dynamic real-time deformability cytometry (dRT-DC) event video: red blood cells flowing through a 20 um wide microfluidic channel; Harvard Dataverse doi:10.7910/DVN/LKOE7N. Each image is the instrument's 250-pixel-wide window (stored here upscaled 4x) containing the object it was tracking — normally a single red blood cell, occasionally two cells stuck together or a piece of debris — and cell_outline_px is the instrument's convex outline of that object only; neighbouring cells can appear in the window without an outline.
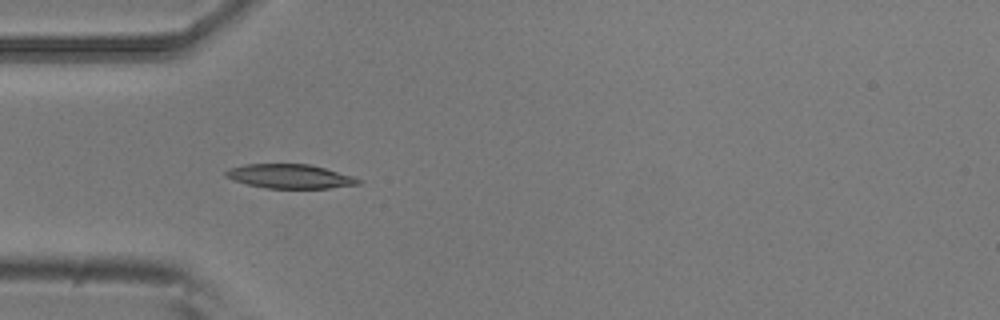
{"species": "common noctule bat (a hibernating species)", "species_latin": "Nyctalus noctula", "temperature_condition": "room temperature", "stored_images_in_passage": 5, "camera_frame_rate_fps": 3000, "um_per_image_px": 0.085, "animal": {"sex": "male", "body_mass_g": 20.5, "forearm_length_mm": 52.5}, "frame": {"image": 1, "passage_image": 4, "time_ms": 1.0, "image_size_px": [1000, 320], "cell_outline_px": [[364, 180], [360, 184], [328, 188], [268, 188], [248, 184], [232, 180], [224, 176], [224, 172], [228, 168], [244, 164], [308, 164], [324, 168], [352, 176]], "centroid_in_image_um": [24.61, 14.98], "position_along_channel_um": 60.4, "area_um2": 18.61}}
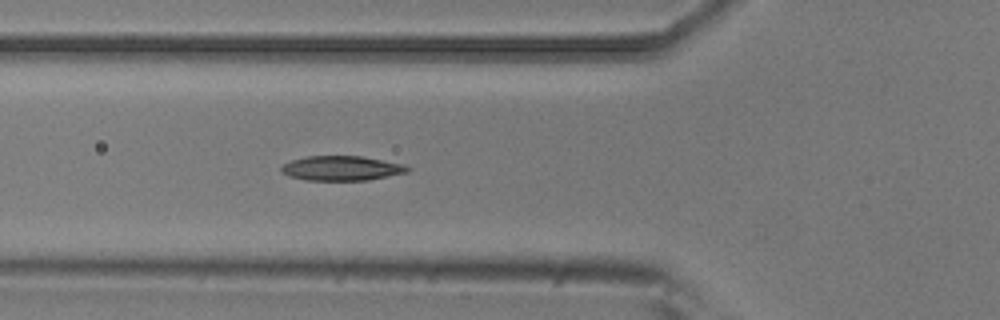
{"frame": {"image": 2, "passage_image": 5, "time_ms": 1.333, "image_size_px": [1000, 320], "cell_outline_px": [[412, 168], [408, 172], [368, 180], [304, 180], [288, 176], [280, 172], [280, 168], [284, 164], [292, 160], [308, 156], [364, 156], [404, 164]], "centroid_in_image_um": [29.04, 14.3], "position_along_channel_um": 96.8, "area_um2": 18.26}}